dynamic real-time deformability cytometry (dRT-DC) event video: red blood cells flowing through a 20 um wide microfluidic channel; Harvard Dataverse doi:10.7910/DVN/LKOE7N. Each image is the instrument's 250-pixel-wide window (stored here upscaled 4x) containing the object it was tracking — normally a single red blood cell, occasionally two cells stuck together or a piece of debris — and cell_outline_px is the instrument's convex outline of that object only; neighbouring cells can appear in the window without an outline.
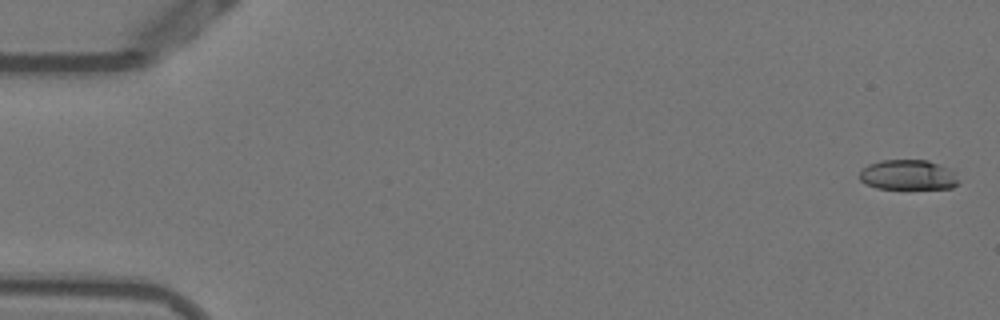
{"species": "Egyptian fruit bat (a non-hibernating species)", "species_latin": "Rousettus aegyptiacus", "temperature_condition": "warm", "stored_images_in_passage": 53, "camera_frame_rate_fps": 3000, "um_per_image_px": 0.085, "animal": {"sex": "female"}, "frame": {"image": 1, "passage_image": 1, "time_ms": 0.0, "image_size_px": [1000, 320], "cell_outline_px": [[960, 184], [952, 188], [876, 188], [864, 184], [860, 180], [860, 168], [868, 164], [880, 160], [928, 160], [948, 168], [960, 180]], "centroid_in_image_um": [77.16, 14.86], "position_along_channel_um": 7.8, "area_um2": 17.46}}
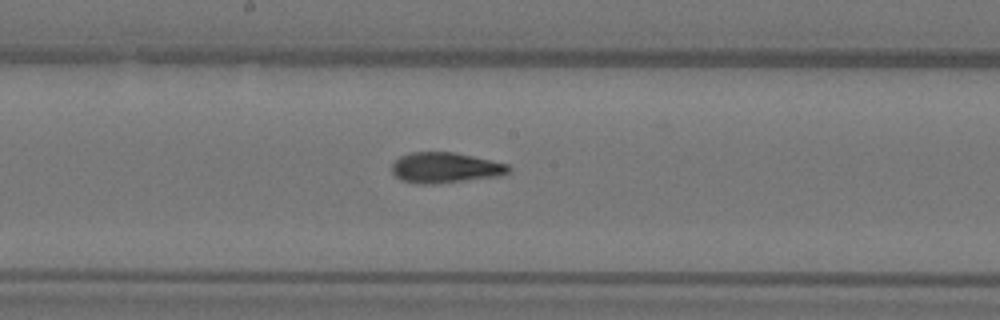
{"frame": {"image": 2, "passage_image": 28, "time_ms": 9.0, "image_size_px": [1000, 320], "cell_outline_px": [[512, 168], [508, 172], [496, 176], [432, 184], [424, 184], [400, 180], [392, 172], [392, 164], [400, 156], [412, 152], [456, 152], [508, 164]], "centroid_in_image_um": [37.82, 14.24], "position_along_channel_um": 210.4, "area_um2": 20.52}}
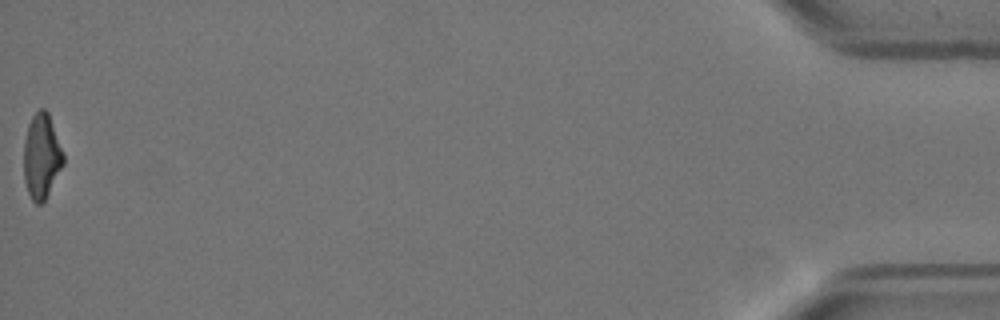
{"frame": {"image": 3, "passage_image": 53, "time_ms": 17.333, "image_size_px": [1000, 320], "cell_outline_px": [[64, 164], [44, 200], [40, 204], [36, 204], [32, 200], [28, 192], [24, 180], [24, 140], [28, 124], [32, 116], [40, 108], [44, 108], [48, 112], [64, 156]], "centroid_in_image_um": [3.52, 13.27], "position_along_channel_um": 431.7, "area_um2": 19.36}, "authors_computed_cell_mechanics": {"area_um2": 20.0566, "velocity_mm_per_s": 3.8441, "shape_relaxation_time_tau1_ms": 7.8018, "shape_relaxation_time_tau2_ms": 1.9739, "deformation_change_tau1": 0.2286, "deformation_change_tau2": 0.1056}}